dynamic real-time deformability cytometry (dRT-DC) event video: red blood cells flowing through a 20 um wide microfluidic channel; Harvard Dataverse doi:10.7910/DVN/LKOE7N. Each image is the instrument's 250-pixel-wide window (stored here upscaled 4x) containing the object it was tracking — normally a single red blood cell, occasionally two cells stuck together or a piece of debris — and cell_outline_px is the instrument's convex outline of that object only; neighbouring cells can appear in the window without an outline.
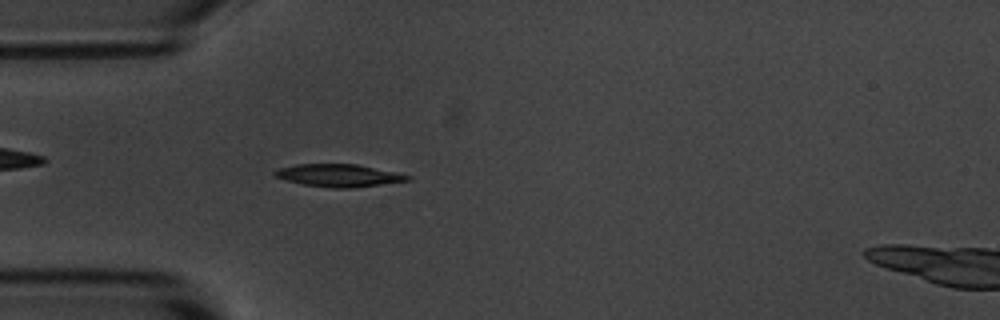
{"species": "common noctule bat (a hibernating species)", "species_latin": "Nyctalus noctula", "temperature_condition": "room temperature", "stored_images_in_passage": 5, "camera_frame_rate_fps": 3000, "um_per_image_px": 0.085, "animal": {"sex": "male", "body_mass_g": 20.1, "forearm_length_mm": 53.5}, "frame": {"image": 1, "passage_image": 5, "time_ms": 5.667, "image_size_px": [1000, 320], "cell_outline_px": [[412, 180], [356, 188], [332, 188], [304, 184], [288, 180], [276, 176], [272, 172], [280, 168], [296, 164], [356, 164], [396, 172], [412, 176]], "centroid_in_image_um": [28.86, 14.91], "position_along_channel_um": 56.1, "area_um2": 17.4}}